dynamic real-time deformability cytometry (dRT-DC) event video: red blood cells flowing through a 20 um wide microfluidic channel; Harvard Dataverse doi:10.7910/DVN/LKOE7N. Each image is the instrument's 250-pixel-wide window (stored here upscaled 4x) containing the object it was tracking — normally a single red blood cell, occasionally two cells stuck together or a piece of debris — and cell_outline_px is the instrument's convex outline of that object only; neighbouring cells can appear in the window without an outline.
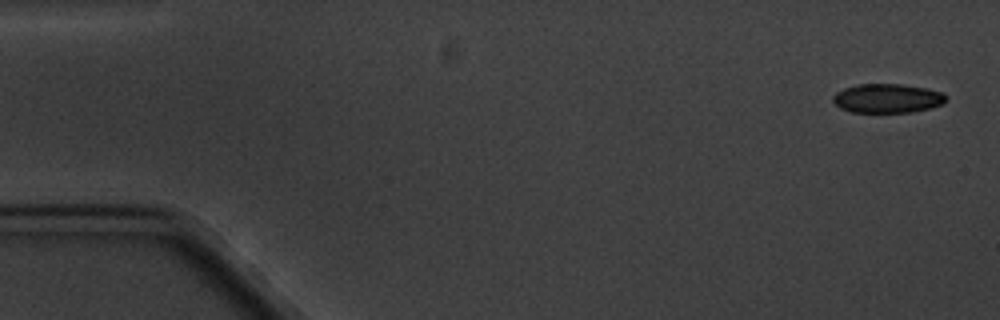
{"species": "common noctule bat (a hibernating species)", "species_latin": "Nyctalus noctula", "temperature_condition": "cold", "stored_images_in_passage": 6, "camera_frame_rate_fps": 3000, "um_per_image_px": 0.085, "animal": {"sex": "male", "body_mass_g": 20.1, "forearm_length_mm": 53.5}, "frame": {"image": 1, "passage_image": 1, "time_ms": 0.0, "image_size_px": [1000, 320], "cell_outline_px": [[948, 96], [940, 104], [928, 108], [912, 112], [852, 112], [840, 108], [832, 100], [832, 96], [836, 92], [844, 88], [856, 84], [900, 84], [928, 88], [944, 92]], "centroid_in_image_um": [75.41, 8.34], "position_along_channel_um": 9.6, "area_um2": 19.19}}